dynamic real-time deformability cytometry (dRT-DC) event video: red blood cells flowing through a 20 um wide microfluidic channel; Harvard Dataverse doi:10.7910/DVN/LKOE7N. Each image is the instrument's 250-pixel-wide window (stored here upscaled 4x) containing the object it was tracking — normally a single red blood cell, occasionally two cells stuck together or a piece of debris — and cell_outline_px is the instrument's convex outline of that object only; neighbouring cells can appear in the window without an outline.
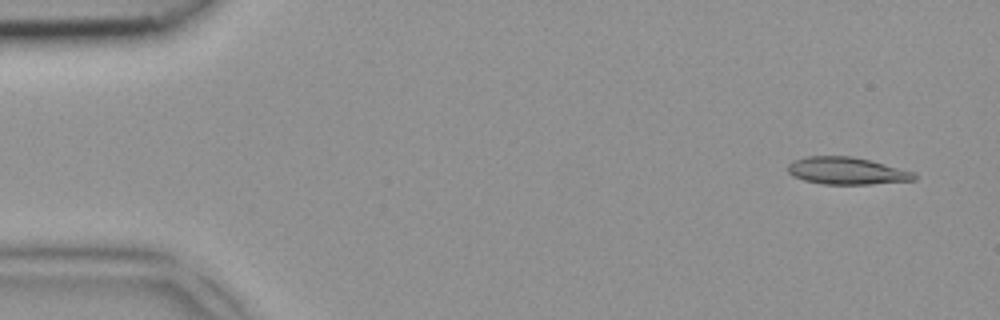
{"species": "common noctule bat (a hibernating species)", "species_latin": "Nyctalus noctula", "temperature_condition": "room temperature", "stored_images_in_passage": 4, "camera_frame_rate_fps": 3000, "um_per_image_px": 0.085, "animal": {"sex": "female", "body_mass_g": 18.4}, "frame": {"image": 1, "passage_image": 1, "time_ms": 0.0, "image_size_px": [1000, 320], "cell_outline_px": [[916, 180], [872, 184], [824, 184], [804, 180], [792, 176], [788, 172], [788, 164], [796, 160], [808, 156], [852, 156], [916, 172]], "centroid_in_image_um": [71.99, 14.53], "position_along_channel_um": 13.0, "area_um2": 19.94}}
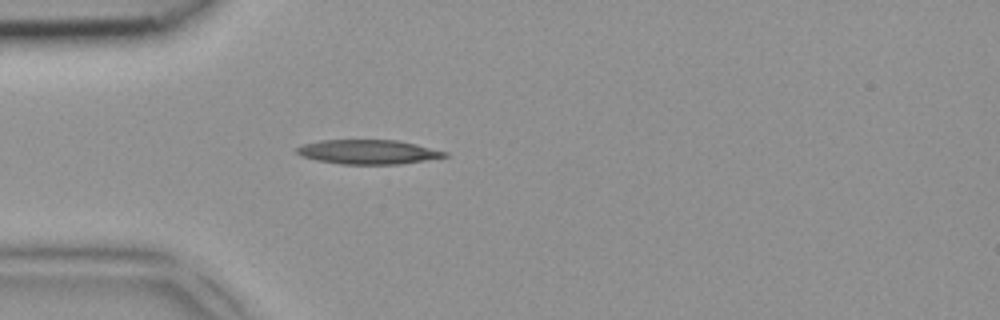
{"frame": {"image": 2, "passage_image": 4, "time_ms": 1.0, "image_size_px": [1000, 320], "cell_outline_px": [[448, 156], [400, 164], [340, 164], [316, 160], [300, 156], [296, 152], [296, 148], [304, 144], [320, 140], [396, 140], [416, 144], [448, 152]], "centroid_in_image_um": [31.27, 12.91], "position_along_channel_um": 53.7, "area_um2": 20.92}}